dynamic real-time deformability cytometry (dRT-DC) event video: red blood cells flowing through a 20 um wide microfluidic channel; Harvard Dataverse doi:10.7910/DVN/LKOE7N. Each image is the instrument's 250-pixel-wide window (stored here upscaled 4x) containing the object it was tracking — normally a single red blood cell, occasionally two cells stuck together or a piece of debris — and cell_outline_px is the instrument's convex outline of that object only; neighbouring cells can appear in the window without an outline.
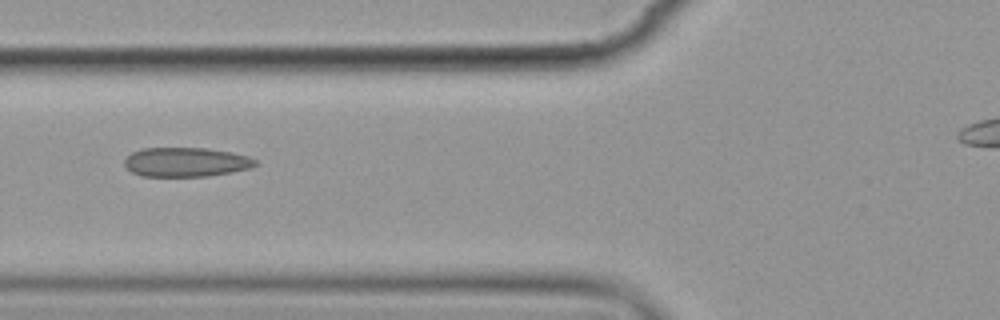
{"species": "common noctule bat (a hibernating species)", "species_latin": "Nyctalus noctula", "temperature_condition": "cold", "stored_images_in_passage": 5, "camera_frame_rate_fps": 3000, "um_per_image_px": 0.085, "animal": {"sex": "female", "body_mass_g": 19.9}, "frame": {"image": 1, "passage_image": 2, "time_ms": 1.0, "image_size_px": [1000, 320], "cell_outline_px": [[256, 164], [248, 168], [232, 172], [208, 176], [140, 176], [132, 172], [124, 164], [124, 160], [132, 152], [140, 148], [204, 148], [232, 152], [248, 156], [256, 160]], "centroid_in_image_um": [15.78, 13.77], "position_along_channel_um": 110.0, "area_um2": 22.25}}
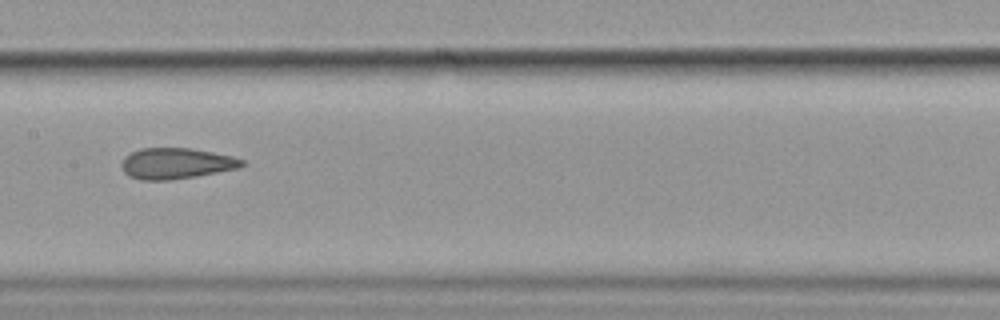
{"frame": {"image": 2, "passage_image": 4, "time_ms": 3.333, "image_size_px": [1000, 320], "cell_outline_px": [[248, 164], [240, 168], [168, 180], [140, 180], [128, 176], [124, 172], [120, 164], [124, 156], [140, 148], [192, 148], [232, 156], [244, 160]], "centroid_in_image_um": [14.96, 13.88], "position_along_channel_um": 192.4, "area_um2": 21.73}}
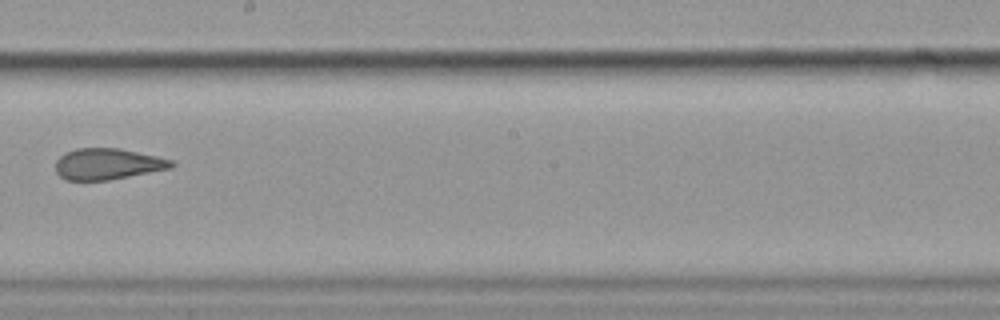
{"frame": {"image": 3, "passage_image": 5, "time_ms": 4.667, "image_size_px": [1000, 320], "cell_outline_px": [[176, 164], [172, 168], [108, 180], [64, 180], [56, 172], [56, 160], [64, 152], [76, 148], [120, 148], [156, 156], [172, 160]], "centroid_in_image_um": [9.13, 13.93], "position_along_channel_um": 239.1, "area_um2": 21.1}}